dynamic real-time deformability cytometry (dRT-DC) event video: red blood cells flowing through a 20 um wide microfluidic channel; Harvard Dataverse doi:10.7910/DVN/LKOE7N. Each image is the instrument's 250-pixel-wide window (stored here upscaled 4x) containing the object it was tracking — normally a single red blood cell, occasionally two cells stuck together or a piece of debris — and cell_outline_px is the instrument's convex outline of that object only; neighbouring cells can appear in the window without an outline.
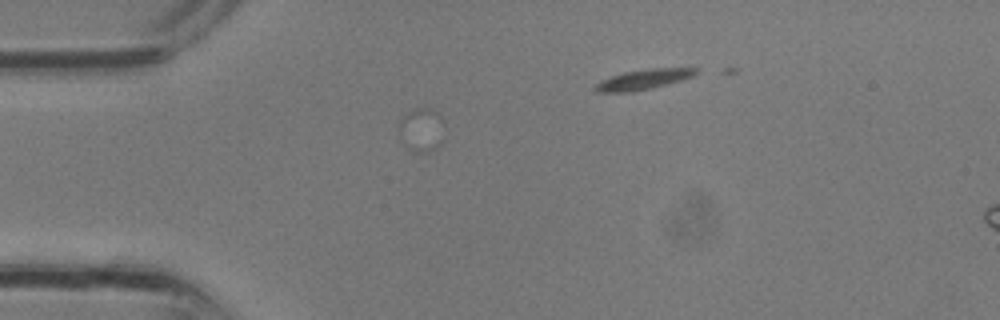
{"species": "common noctule bat (a hibernating species)", "species_latin": "Nyctalus noctula", "temperature_condition": "room temperature", "stored_images_in_passage": 3, "camera_frame_rate_fps": 3000, "um_per_image_px": 0.085, "animal": {"sex": "male", "body_mass_g": 13.3}, "frame": {"image": 1, "passage_image": 2, "time_ms": 0.333, "image_size_px": [1000, 320], "cell_outline_px": [[444, 140], [440, 144], [428, 152], [416, 152], [408, 148], [400, 140], [396, 128], [400, 120], [408, 112], [416, 108], [428, 108], [436, 112], [440, 120]], "centroid_in_image_um": [35.76, 11.06], "position_along_channel_um": 49.2, "area_um2": 11.5}}